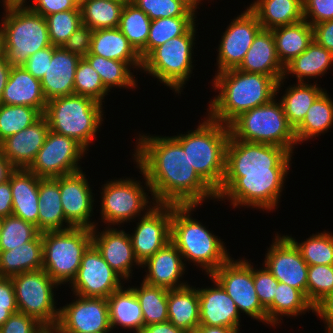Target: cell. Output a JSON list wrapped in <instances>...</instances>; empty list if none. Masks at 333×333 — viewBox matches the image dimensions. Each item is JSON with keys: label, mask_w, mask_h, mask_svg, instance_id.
Here are the masks:
<instances>
[{"label": "cell", "mask_w": 333, "mask_h": 333, "mask_svg": "<svg viewBox=\"0 0 333 333\" xmlns=\"http://www.w3.org/2000/svg\"><path fill=\"white\" fill-rule=\"evenodd\" d=\"M259 270L253 267L255 291L261 305L266 309L274 299L279 281L271 274L265 265ZM256 269V270H255Z\"/></svg>", "instance_id": "db71d44e"}, {"label": "cell", "mask_w": 333, "mask_h": 333, "mask_svg": "<svg viewBox=\"0 0 333 333\" xmlns=\"http://www.w3.org/2000/svg\"><path fill=\"white\" fill-rule=\"evenodd\" d=\"M240 329L218 326H199L195 333H239Z\"/></svg>", "instance_id": "89a4df30"}, {"label": "cell", "mask_w": 333, "mask_h": 333, "mask_svg": "<svg viewBox=\"0 0 333 333\" xmlns=\"http://www.w3.org/2000/svg\"><path fill=\"white\" fill-rule=\"evenodd\" d=\"M177 247L170 241L162 249L141 264L142 268L147 266L143 282L161 287L167 290L177 289L188 285L180 279L185 273L186 264ZM181 277V278H180Z\"/></svg>", "instance_id": "d4e9b609"}, {"label": "cell", "mask_w": 333, "mask_h": 333, "mask_svg": "<svg viewBox=\"0 0 333 333\" xmlns=\"http://www.w3.org/2000/svg\"><path fill=\"white\" fill-rule=\"evenodd\" d=\"M121 280L124 281L92 243L83 254L76 277L69 286L75 295L107 299L111 293L123 286Z\"/></svg>", "instance_id": "2e32d148"}, {"label": "cell", "mask_w": 333, "mask_h": 333, "mask_svg": "<svg viewBox=\"0 0 333 333\" xmlns=\"http://www.w3.org/2000/svg\"><path fill=\"white\" fill-rule=\"evenodd\" d=\"M125 3L120 0H80L82 24L92 30L118 28Z\"/></svg>", "instance_id": "b9f144b4"}, {"label": "cell", "mask_w": 333, "mask_h": 333, "mask_svg": "<svg viewBox=\"0 0 333 333\" xmlns=\"http://www.w3.org/2000/svg\"><path fill=\"white\" fill-rule=\"evenodd\" d=\"M142 215L134 233L129 234L133 252L140 264L171 241L172 204H155Z\"/></svg>", "instance_id": "ac0fdd59"}, {"label": "cell", "mask_w": 333, "mask_h": 333, "mask_svg": "<svg viewBox=\"0 0 333 333\" xmlns=\"http://www.w3.org/2000/svg\"><path fill=\"white\" fill-rule=\"evenodd\" d=\"M2 224H3V218L0 217V234H1Z\"/></svg>", "instance_id": "34e18365"}, {"label": "cell", "mask_w": 333, "mask_h": 333, "mask_svg": "<svg viewBox=\"0 0 333 333\" xmlns=\"http://www.w3.org/2000/svg\"><path fill=\"white\" fill-rule=\"evenodd\" d=\"M248 8L265 30L291 25L304 19L302 0H256Z\"/></svg>", "instance_id": "836d02e7"}, {"label": "cell", "mask_w": 333, "mask_h": 333, "mask_svg": "<svg viewBox=\"0 0 333 333\" xmlns=\"http://www.w3.org/2000/svg\"><path fill=\"white\" fill-rule=\"evenodd\" d=\"M196 25L194 24L184 35L174 37L156 47L142 61L143 72L157 78L178 95L192 74V49L193 45L195 46Z\"/></svg>", "instance_id": "9c48e42d"}, {"label": "cell", "mask_w": 333, "mask_h": 333, "mask_svg": "<svg viewBox=\"0 0 333 333\" xmlns=\"http://www.w3.org/2000/svg\"><path fill=\"white\" fill-rule=\"evenodd\" d=\"M210 276L233 299L240 313L267 324V312L261 305L253 281V264L246 259L230 258Z\"/></svg>", "instance_id": "5bb4252c"}, {"label": "cell", "mask_w": 333, "mask_h": 333, "mask_svg": "<svg viewBox=\"0 0 333 333\" xmlns=\"http://www.w3.org/2000/svg\"><path fill=\"white\" fill-rule=\"evenodd\" d=\"M59 183L61 204L65 219L73 227L93 229L97 223L91 222L93 214V193L84 172L54 178Z\"/></svg>", "instance_id": "44dd1931"}, {"label": "cell", "mask_w": 333, "mask_h": 333, "mask_svg": "<svg viewBox=\"0 0 333 333\" xmlns=\"http://www.w3.org/2000/svg\"><path fill=\"white\" fill-rule=\"evenodd\" d=\"M38 196V231L40 233L62 231L73 227L65 219L59 183L54 178L39 179Z\"/></svg>", "instance_id": "f546056e"}, {"label": "cell", "mask_w": 333, "mask_h": 333, "mask_svg": "<svg viewBox=\"0 0 333 333\" xmlns=\"http://www.w3.org/2000/svg\"><path fill=\"white\" fill-rule=\"evenodd\" d=\"M86 153L87 150L75 139L49 130L28 170L39 178L72 174L82 170L78 162Z\"/></svg>", "instance_id": "9a60e30c"}, {"label": "cell", "mask_w": 333, "mask_h": 333, "mask_svg": "<svg viewBox=\"0 0 333 333\" xmlns=\"http://www.w3.org/2000/svg\"><path fill=\"white\" fill-rule=\"evenodd\" d=\"M168 321L185 333H195L200 324L199 296L195 287L186 285L168 290Z\"/></svg>", "instance_id": "4dcf8cb0"}, {"label": "cell", "mask_w": 333, "mask_h": 333, "mask_svg": "<svg viewBox=\"0 0 333 333\" xmlns=\"http://www.w3.org/2000/svg\"><path fill=\"white\" fill-rule=\"evenodd\" d=\"M298 248L302 258L308 264L313 265H333V235L323 231L312 234L305 241L298 243L295 238L286 235Z\"/></svg>", "instance_id": "7dc6e473"}, {"label": "cell", "mask_w": 333, "mask_h": 333, "mask_svg": "<svg viewBox=\"0 0 333 333\" xmlns=\"http://www.w3.org/2000/svg\"><path fill=\"white\" fill-rule=\"evenodd\" d=\"M49 125L42 116L33 125L7 137L0 143L4 157L15 169H28L44 145Z\"/></svg>", "instance_id": "cb8c5ba5"}, {"label": "cell", "mask_w": 333, "mask_h": 333, "mask_svg": "<svg viewBox=\"0 0 333 333\" xmlns=\"http://www.w3.org/2000/svg\"><path fill=\"white\" fill-rule=\"evenodd\" d=\"M141 305L144 325L168 321V290L151 286L142 281L141 286L131 287Z\"/></svg>", "instance_id": "ee69618b"}, {"label": "cell", "mask_w": 333, "mask_h": 333, "mask_svg": "<svg viewBox=\"0 0 333 333\" xmlns=\"http://www.w3.org/2000/svg\"><path fill=\"white\" fill-rule=\"evenodd\" d=\"M42 233L12 250L0 251V277L11 278L43 267Z\"/></svg>", "instance_id": "e575fe53"}, {"label": "cell", "mask_w": 333, "mask_h": 333, "mask_svg": "<svg viewBox=\"0 0 333 333\" xmlns=\"http://www.w3.org/2000/svg\"><path fill=\"white\" fill-rule=\"evenodd\" d=\"M11 279L18 311L34 318L48 331H53L59 319L54 288L59 285L44 269L23 272Z\"/></svg>", "instance_id": "7c38bea8"}, {"label": "cell", "mask_w": 333, "mask_h": 333, "mask_svg": "<svg viewBox=\"0 0 333 333\" xmlns=\"http://www.w3.org/2000/svg\"><path fill=\"white\" fill-rule=\"evenodd\" d=\"M32 2L28 7L44 18L53 13L80 9V0H32ZM24 3H27V0Z\"/></svg>", "instance_id": "680465c9"}, {"label": "cell", "mask_w": 333, "mask_h": 333, "mask_svg": "<svg viewBox=\"0 0 333 333\" xmlns=\"http://www.w3.org/2000/svg\"><path fill=\"white\" fill-rule=\"evenodd\" d=\"M227 27L217 50V73L237 68L254 38L263 29L256 15L248 7Z\"/></svg>", "instance_id": "d6986e66"}, {"label": "cell", "mask_w": 333, "mask_h": 333, "mask_svg": "<svg viewBox=\"0 0 333 333\" xmlns=\"http://www.w3.org/2000/svg\"><path fill=\"white\" fill-rule=\"evenodd\" d=\"M47 331L37 320L19 311L13 313L0 327V333H47Z\"/></svg>", "instance_id": "11a10c76"}, {"label": "cell", "mask_w": 333, "mask_h": 333, "mask_svg": "<svg viewBox=\"0 0 333 333\" xmlns=\"http://www.w3.org/2000/svg\"><path fill=\"white\" fill-rule=\"evenodd\" d=\"M14 170V166L4 157L0 148V183L9 180L10 174Z\"/></svg>", "instance_id": "a7ac6f4b"}, {"label": "cell", "mask_w": 333, "mask_h": 333, "mask_svg": "<svg viewBox=\"0 0 333 333\" xmlns=\"http://www.w3.org/2000/svg\"><path fill=\"white\" fill-rule=\"evenodd\" d=\"M52 55L53 45L32 54L23 67L36 79L41 80L47 71L48 63L52 60Z\"/></svg>", "instance_id": "91938a15"}, {"label": "cell", "mask_w": 333, "mask_h": 333, "mask_svg": "<svg viewBox=\"0 0 333 333\" xmlns=\"http://www.w3.org/2000/svg\"><path fill=\"white\" fill-rule=\"evenodd\" d=\"M2 53L11 67L23 66L38 50L51 46L46 19L24 2L3 3Z\"/></svg>", "instance_id": "5b68a950"}, {"label": "cell", "mask_w": 333, "mask_h": 333, "mask_svg": "<svg viewBox=\"0 0 333 333\" xmlns=\"http://www.w3.org/2000/svg\"><path fill=\"white\" fill-rule=\"evenodd\" d=\"M324 90L317 83L312 85L306 82H297L296 85L285 89L280 102L286 119L294 130L302 123L308 109Z\"/></svg>", "instance_id": "74e56055"}, {"label": "cell", "mask_w": 333, "mask_h": 333, "mask_svg": "<svg viewBox=\"0 0 333 333\" xmlns=\"http://www.w3.org/2000/svg\"><path fill=\"white\" fill-rule=\"evenodd\" d=\"M39 177L28 169H15L10 174L13 198L12 215L34 224L38 229Z\"/></svg>", "instance_id": "f1b7e54d"}, {"label": "cell", "mask_w": 333, "mask_h": 333, "mask_svg": "<svg viewBox=\"0 0 333 333\" xmlns=\"http://www.w3.org/2000/svg\"><path fill=\"white\" fill-rule=\"evenodd\" d=\"M39 233L37 227L30 222L14 215L4 217L0 234V251L12 250L32 241Z\"/></svg>", "instance_id": "681fc988"}, {"label": "cell", "mask_w": 333, "mask_h": 333, "mask_svg": "<svg viewBox=\"0 0 333 333\" xmlns=\"http://www.w3.org/2000/svg\"><path fill=\"white\" fill-rule=\"evenodd\" d=\"M0 306H17L15 288L11 278L0 277Z\"/></svg>", "instance_id": "e7e4bbea"}, {"label": "cell", "mask_w": 333, "mask_h": 333, "mask_svg": "<svg viewBox=\"0 0 333 333\" xmlns=\"http://www.w3.org/2000/svg\"><path fill=\"white\" fill-rule=\"evenodd\" d=\"M18 312L17 306H0V327L13 314Z\"/></svg>", "instance_id": "2644e50d"}, {"label": "cell", "mask_w": 333, "mask_h": 333, "mask_svg": "<svg viewBox=\"0 0 333 333\" xmlns=\"http://www.w3.org/2000/svg\"><path fill=\"white\" fill-rule=\"evenodd\" d=\"M25 0H2V3H8V2H24Z\"/></svg>", "instance_id": "753ad0ef"}, {"label": "cell", "mask_w": 333, "mask_h": 333, "mask_svg": "<svg viewBox=\"0 0 333 333\" xmlns=\"http://www.w3.org/2000/svg\"><path fill=\"white\" fill-rule=\"evenodd\" d=\"M151 19L131 1L125 3L118 28L128 39V42L139 53L142 61L147 57V40Z\"/></svg>", "instance_id": "60d3db41"}, {"label": "cell", "mask_w": 333, "mask_h": 333, "mask_svg": "<svg viewBox=\"0 0 333 333\" xmlns=\"http://www.w3.org/2000/svg\"><path fill=\"white\" fill-rule=\"evenodd\" d=\"M284 81L282 78L276 82L271 76L236 68L215 73L212 84L219 93L208 106V116L229 125L241 113L269 103Z\"/></svg>", "instance_id": "7a4b0ae2"}, {"label": "cell", "mask_w": 333, "mask_h": 333, "mask_svg": "<svg viewBox=\"0 0 333 333\" xmlns=\"http://www.w3.org/2000/svg\"><path fill=\"white\" fill-rule=\"evenodd\" d=\"M214 287L197 288L199 296V326L240 328V312L223 287L208 275Z\"/></svg>", "instance_id": "603a6c76"}, {"label": "cell", "mask_w": 333, "mask_h": 333, "mask_svg": "<svg viewBox=\"0 0 333 333\" xmlns=\"http://www.w3.org/2000/svg\"><path fill=\"white\" fill-rule=\"evenodd\" d=\"M92 229V243L99 250L104 260L123 279L132 278V267L141 264L136 259L129 234L124 230L107 227L103 231ZM131 274V275H130Z\"/></svg>", "instance_id": "7402d4cb"}, {"label": "cell", "mask_w": 333, "mask_h": 333, "mask_svg": "<svg viewBox=\"0 0 333 333\" xmlns=\"http://www.w3.org/2000/svg\"><path fill=\"white\" fill-rule=\"evenodd\" d=\"M310 310L314 313V306L300 290L279 282L273 302L266 308L267 324L276 327L275 325L281 323L280 317H296Z\"/></svg>", "instance_id": "f35d334b"}, {"label": "cell", "mask_w": 333, "mask_h": 333, "mask_svg": "<svg viewBox=\"0 0 333 333\" xmlns=\"http://www.w3.org/2000/svg\"><path fill=\"white\" fill-rule=\"evenodd\" d=\"M314 313L323 319L326 333H333V293L325 296L314 306Z\"/></svg>", "instance_id": "6125c7cd"}, {"label": "cell", "mask_w": 333, "mask_h": 333, "mask_svg": "<svg viewBox=\"0 0 333 333\" xmlns=\"http://www.w3.org/2000/svg\"><path fill=\"white\" fill-rule=\"evenodd\" d=\"M109 92L98 72L91 67L85 58H81L75 71L74 94L88 96L103 103L105 95H108Z\"/></svg>", "instance_id": "f907efd6"}, {"label": "cell", "mask_w": 333, "mask_h": 333, "mask_svg": "<svg viewBox=\"0 0 333 333\" xmlns=\"http://www.w3.org/2000/svg\"><path fill=\"white\" fill-rule=\"evenodd\" d=\"M81 58L53 45V55L41 79L42 90L48 100L74 94L75 71Z\"/></svg>", "instance_id": "484cf974"}, {"label": "cell", "mask_w": 333, "mask_h": 333, "mask_svg": "<svg viewBox=\"0 0 333 333\" xmlns=\"http://www.w3.org/2000/svg\"><path fill=\"white\" fill-rule=\"evenodd\" d=\"M195 130L173 136L187 153L188 160L199 177L216 193L224 179L229 125L208 115Z\"/></svg>", "instance_id": "277c9868"}, {"label": "cell", "mask_w": 333, "mask_h": 333, "mask_svg": "<svg viewBox=\"0 0 333 333\" xmlns=\"http://www.w3.org/2000/svg\"><path fill=\"white\" fill-rule=\"evenodd\" d=\"M276 235L267 249L262 265H265L279 282L300 290L307 298L308 264L287 236Z\"/></svg>", "instance_id": "ffe728a7"}, {"label": "cell", "mask_w": 333, "mask_h": 333, "mask_svg": "<svg viewBox=\"0 0 333 333\" xmlns=\"http://www.w3.org/2000/svg\"><path fill=\"white\" fill-rule=\"evenodd\" d=\"M281 64L285 67L304 52L313 41V28L306 21L280 26L271 30Z\"/></svg>", "instance_id": "d590c367"}, {"label": "cell", "mask_w": 333, "mask_h": 333, "mask_svg": "<svg viewBox=\"0 0 333 333\" xmlns=\"http://www.w3.org/2000/svg\"><path fill=\"white\" fill-rule=\"evenodd\" d=\"M10 64L6 61L5 55L0 54V100L2 98L4 88L8 82L11 70Z\"/></svg>", "instance_id": "003e7915"}, {"label": "cell", "mask_w": 333, "mask_h": 333, "mask_svg": "<svg viewBox=\"0 0 333 333\" xmlns=\"http://www.w3.org/2000/svg\"><path fill=\"white\" fill-rule=\"evenodd\" d=\"M138 137L134 162L145 179L148 193L151 192L150 200L156 204L201 206L209 198L217 199L216 193L199 177L187 153L173 136L139 134Z\"/></svg>", "instance_id": "6da1fadb"}, {"label": "cell", "mask_w": 333, "mask_h": 333, "mask_svg": "<svg viewBox=\"0 0 333 333\" xmlns=\"http://www.w3.org/2000/svg\"><path fill=\"white\" fill-rule=\"evenodd\" d=\"M332 64L333 54L313 40L304 52L285 66L283 79L293 74L298 82H306L305 79L323 76Z\"/></svg>", "instance_id": "8d00e7d4"}, {"label": "cell", "mask_w": 333, "mask_h": 333, "mask_svg": "<svg viewBox=\"0 0 333 333\" xmlns=\"http://www.w3.org/2000/svg\"><path fill=\"white\" fill-rule=\"evenodd\" d=\"M284 68L277 55L272 31L262 29L236 69L268 75L278 82L283 78Z\"/></svg>", "instance_id": "4316f807"}, {"label": "cell", "mask_w": 333, "mask_h": 333, "mask_svg": "<svg viewBox=\"0 0 333 333\" xmlns=\"http://www.w3.org/2000/svg\"><path fill=\"white\" fill-rule=\"evenodd\" d=\"M292 154L285 148L235 139L231 134L226 146L224 177L289 171Z\"/></svg>", "instance_id": "8fae6325"}, {"label": "cell", "mask_w": 333, "mask_h": 333, "mask_svg": "<svg viewBox=\"0 0 333 333\" xmlns=\"http://www.w3.org/2000/svg\"><path fill=\"white\" fill-rule=\"evenodd\" d=\"M197 17H169L151 20L147 40V56L166 41L184 35L196 22Z\"/></svg>", "instance_id": "c3c4849f"}, {"label": "cell", "mask_w": 333, "mask_h": 333, "mask_svg": "<svg viewBox=\"0 0 333 333\" xmlns=\"http://www.w3.org/2000/svg\"><path fill=\"white\" fill-rule=\"evenodd\" d=\"M84 58L98 72L104 86L109 91L113 87H122L125 89L138 87L133 73L130 72L131 66L127 62L106 59L90 52Z\"/></svg>", "instance_id": "7bdbcfd3"}, {"label": "cell", "mask_w": 333, "mask_h": 333, "mask_svg": "<svg viewBox=\"0 0 333 333\" xmlns=\"http://www.w3.org/2000/svg\"><path fill=\"white\" fill-rule=\"evenodd\" d=\"M198 205H173L171 242L181 253L184 262L197 263L207 275L217 270L231 257L220 237L212 234L201 222L192 218Z\"/></svg>", "instance_id": "3957f363"}, {"label": "cell", "mask_w": 333, "mask_h": 333, "mask_svg": "<svg viewBox=\"0 0 333 333\" xmlns=\"http://www.w3.org/2000/svg\"><path fill=\"white\" fill-rule=\"evenodd\" d=\"M43 267L58 284L68 285L76 277L83 254L92 244V229L72 227L42 233Z\"/></svg>", "instance_id": "ba28073f"}, {"label": "cell", "mask_w": 333, "mask_h": 333, "mask_svg": "<svg viewBox=\"0 0 333 333\" xmlns=\"http://www.w3.org/2000/svg\"><path fill=\"white\" fill-rule=\"evenodd\" d=\"M59 309L55 333L111 332L106 298L82 297Z\"/></svg>", "instance_id": "e0dca14e"}, {"label": "cell", "mask_w": 333, "mask_h": 333, "mask_svg": "<svg viewBox=\"0 0 333 333\" xmlns=\"http://www.w3.org/2000/svg\"><path fill=\"white\" fill-rule=\"evenodd\" d=\"M49 38L54 46L63 43L82 25L80 9H72L50 14L45 17Z\"/></svg>", "instance_id": "816d5d0a"}, {"label": "cell", "mask_w": 333, "mask_h": 333, "mask_svg": "<svg viewBox=\"0 0 333 333\" xmlns=\"http://www.w3.org/2000/svg\"><path fill=\"white\" fill-rule=\"evenodd\" d=\"M111 329L121 326L133 333L144 328L143 312L140 302L131 287L122 286L107 298Z\"/></svg>", "instance_id": "d6a6232c"}, {"label": "cell", "mask_w": 333, "mask_h": 333, "mask_svg": "<svg viewBox=\"0 0 333 333\" xmlns=\"http://www.w3.org/2000/svg\"><path fill=\"white\" fill-rule=\"evenodd\" d=\"M303 17L311 26L333 20V0H302Z\"/></svg>", "instance_id": "9f6ffc18"}, {"label": "cell", "mask_w": 333, "mask_h": 333, "mask_svg": "<svg viewBox=\"0 0 333 333\" xmlns=\"http://www.w3.org/2000/svg\"><path fill=\"white\" fill-rule=\"evenodd\" d=\"M90 53L142 69V59L119 28L93 30ZM139 68V69H138Z\"/></svg>", "instance_id": "1f68e13d"}, {"label": "cell", "mask_w": 333, "mask_h": 333, "mask_svg": "<svg viewBox=\"0 0 333 333\" xmlns=\"http://www.w3.org/2000/svg\"><path fill=\"white\" fill-rule=\"evenodd\" d=\"M275 99L241 113L229 124L230 134L245 142L276 145L293 154L297 145L294 129L286 119L280 100Z\"/></svg>", "instance_id": "52a82bcc"}, {"label": "cell", "mask_w": 333, "mask_h": 333, "mask_svg": "<svg viewBox=\"0 0 333 333\" xmlns=\"http://www.w3.org/2000/svg\"><path fill=\"white\" fill-rule=\"evenodd\" d=\"M141 184L142 182L132 178L113 179L103 184L100 214L108 227L122 225L135 217H141L143 211L147 213L153 207L152 205L156 204L155 201H148L150 196Z\"/></svg>", "instance_id": "4fadbf2b"}, {"label": "cell", "mask_w": 333, "mask_h": 333, "mask_svg": "<svg viewBox=\"0 0 333 333\" xmlns=\"http://www.w3.org/2000/svg\"><path fill=\"white\" fill-rule=\"evenodd\" d=\"M329 96L327 91H324L308 109L304 120L294 130L297 144L318 137L332 128L333 99Z\"/></svg>", "instance_id": "ab89813d"}, {"label": "cell", "mask_w": 333, "mask_h": 333, "mask_svg": "<svg viewBox=\"0 0 333 333\" xmlns=\"http://www.w3.org/2000/svg\"><path fill=\"white\" fill-rule=\"evenodd\" d=\"M151 20L169 17H196L201 0H131Z\"/></svg>", "instance_id": "bcb514c9"}, {"label": "cell", "mask_w": 333, "mask_h": 333, "mask_svg": "<svg viewBox=\"0 0 333 333\" xmlns=\"http://www.w3.org/2000/svg\"><path fill=\"white\" fill-rule=\"evenodd\" d=\"M43 114L34 107L0 104V143L33 125Z\"/></svg>", "instance_id": "f6af8a7d"}, {"label": "cell", "mask_w": 333, "mask_h": 333, "mask_svg": "<svg viewBox=\"0 0 333 333\" xmlns=\"http://www.w3.org/2000/svg\"><path fill=\"white\" fill-rule=\"evenodd\" d=\"M3 43H2V27L0 25V54L2 53Z\"/></svg>", "instance_id": "8c879c8a"}, {"label": "cell", "mask_w": 333, "mask_h": 333, "mask_svg": "<svg viewBox=\"0 0 333 333\" xmlns=\"http://www.w3.org/2000/svg\"><path fill=\"white\" fill-rule=\"evenodd\" d=\"M330 293H333V265L308 266V301L315 306Z\"/></svg>", "instance_id": "f5cc1de1"}, {"label": "cell", "mask_w": 333, "mask_h": 333, "mask_svg": "<svg viewBox=\"0 0 333 333\" xmlns=\"http://www.w3.org/2000/svg\"><path fill=\"white\" fill-rule=\"evenodd\" d=\"M93 30L82 24L61 46L64 50L84 58L91 49Z\"/></svg>", "instance_id": "6f0895ef"}, {"label": "cell", "mask_w": 333, "mask_h": 333, "mask_svg": "<svg viewBox=\"0 0 333 333\" xmlns=\"http://www.w3.org/2000/svg\"><path fill=\"white\" fill-rule=\"evenodd\" d=\"M13 198L9 180L0 183V217L4 218L13 213Z\"/></svg>", "instance_id": "be15d7a7"}, {"label": "cell", "mask_w": 333, "mask_h": 333, "mask_svg": "<svg viewBox=\"0 0 333 333\" xmlns=\"http://www.w3.org/2000/svg\"><path fill=\"white\" fill-rule=\"evenodd\" d=\"M140 333H185L180 328L174 326L170 321L155 323L144 326Z\"/></svg>", "instance_id": "03108f58"}, {"label": "cell", "mask_w": 333, "mask_h": 333, "mask_svg": "<svg viewBox=\"0 0 333 333\" xmlns=\"http://www.w3.org/2000/svg\"><path fill=\"white\" fill-rule=\"evenodd\" d=\"M47 102L41 80L36 79L23 66L11 68L0 104L34 107L44 114Z\"/></svg>", "instance_id": "83f0119b"}, {"label": "cell", "mask_w": 333, "mask_h": 333, "mask_svg": "<svg viewBox=\"0 0 333 333\" xmlns=\"http://www.w3.org/2000/svg\"><path fill=\"white\" fill-rule=\"evenodd\" d=\"M289 171L245 174L243 177H224L216 192L217 200H229L235 207L248 206L271 211L277 208L285 177Z\"/></svg>", "instance_id": "30bf717a"}, {"label": "cell", "mask_w": 333, "mask_h": 333, "mask_svg": "<svg viewBox=\"0 0 333 333\" xmlns=\"http://www.w3.org/2000/svg\"><path fill=\"white\" fill-rule=\"evenodd\" d=\"M103 104L78 94L48 100L43 116L49 129L75 139L87 151L104 120Z\"/></svg>", "instance_id": "8992f818"}, {"label": "cell", "mask_w": 333, "mask_h": 333, "mask_svg": "<svg viewBox=\"0 0 333 333\" xmlns=\"http://www.w3.org/2000/svg\"><path fill=\"white\" fill-rule=\"evenodd\" d=\"M313 40L333 54V20L312 26Z\"/></svg>", "instance_id": "94428289"}]
</instances>
